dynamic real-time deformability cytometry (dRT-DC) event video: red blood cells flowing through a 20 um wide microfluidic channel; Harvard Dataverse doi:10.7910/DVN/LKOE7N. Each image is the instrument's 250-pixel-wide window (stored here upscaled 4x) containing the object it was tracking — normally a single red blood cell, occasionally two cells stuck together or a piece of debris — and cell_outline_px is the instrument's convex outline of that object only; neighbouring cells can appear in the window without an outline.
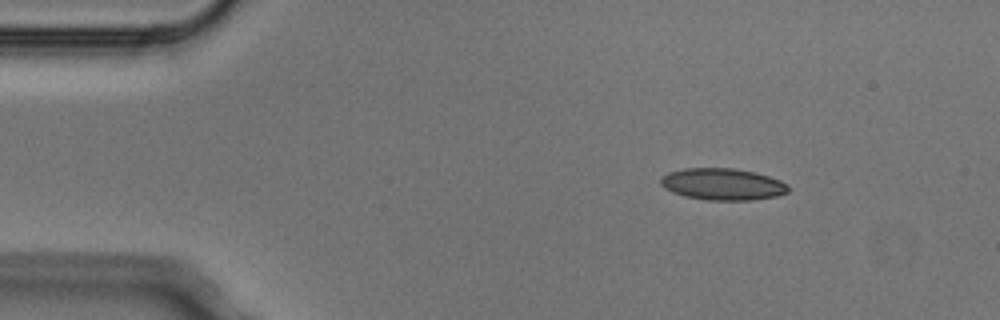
{"species": "Egyptian fruit bat (a non-hibernating species)", "species_latin": "Rousettus aegyptiacus", "temperature_condition": "cold", "stored_images_in_passage": 3, "camera_frame_rate_fps": 3000, "um_per_image_px": 0.085, "animal": {"sex": "male"}, "frame": {"image": 1, "passage_image": 1, "time_ms": 0.0, "image_size_px": [1000, 320], "cell_outline_px": [[788, 192], [776, 196], [752, 200], [708, 200], [684, 196], [672, 192], [664, 188], [660, 184], [660, 176], [668, 172], [684, 168], [732, 168], [756, 172], [780, 180], [788, 184]], "centroid_in_image_um": [61.39, 15.65], "position_along_channel_um": 23.6, "area_um2": 23.76}}